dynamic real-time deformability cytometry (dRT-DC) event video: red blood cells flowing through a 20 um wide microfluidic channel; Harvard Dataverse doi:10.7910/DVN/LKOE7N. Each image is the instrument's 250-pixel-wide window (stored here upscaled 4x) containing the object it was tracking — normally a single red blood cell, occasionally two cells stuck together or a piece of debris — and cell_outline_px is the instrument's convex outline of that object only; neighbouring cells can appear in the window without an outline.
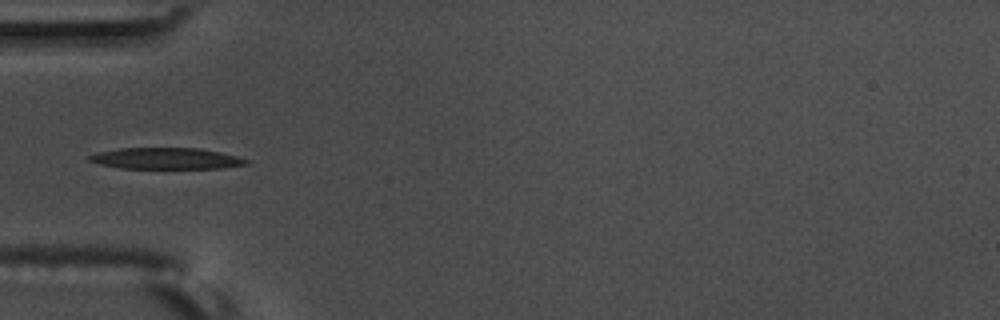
{"species": "common noctule bat (a hibernating species)", "species_latin": "Nyctalus noctula", "temperature_condition": "warm", "stored_images_in_passage": 27, "camera_frame_rate_fps": 3000, "um_per_image_px": 0.085, "animal": {"sex": "male", "body_mass_g": 17.5, "forearm_length_mm": 52.3}, "frame": {"image": 1, "passage_image": 1, "time_ms": 0.0, "image_size_px": [1000, 320], "cell_outline_px": [[248, 164], [220, 168], [120, 168], [100, 164], [88, 160], [88, 156], [96, 152], [120, 148], [196, 148], [220, 152], [236, 156], [248, 160]], "centroid_in_image_um": [14.08, 13.46], "position_along_channel_um": 70.9, "area_um2": 19.31}, "authors_computed_cell_mechanics": {"area_um2": 19.8832, "velocity_mm_per_s": 3.5424, "shape_relaxation_time_tau1_ms": 3.9191, "shape_relaxation_time_tau2_ms": 2.9765, "deformation_change_tau1": 0.1885, "deformation_change_tau2": 0.123}}